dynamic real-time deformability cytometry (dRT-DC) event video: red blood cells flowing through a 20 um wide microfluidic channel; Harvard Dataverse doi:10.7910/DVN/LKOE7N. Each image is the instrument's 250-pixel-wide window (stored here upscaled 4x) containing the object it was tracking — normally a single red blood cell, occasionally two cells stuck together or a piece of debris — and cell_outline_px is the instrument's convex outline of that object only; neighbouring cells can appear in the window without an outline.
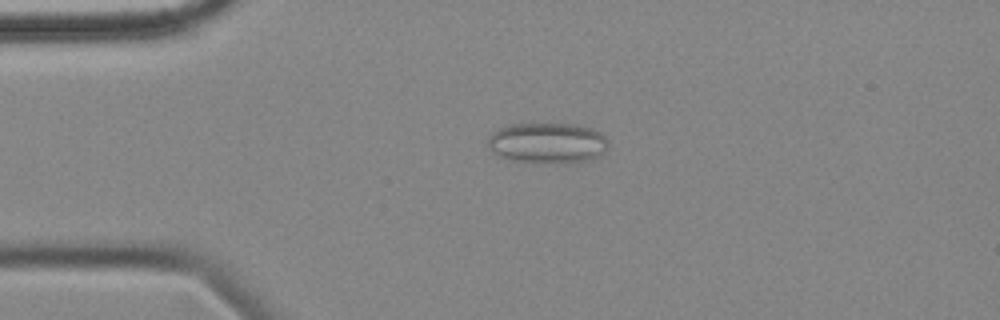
{"species": "common noctule bat (a hibernating species)", "species_latin": "Nyctalus noctula", "temperature_condition": "cold", "stored_images_in_passage": 56, "camera_frame_rate_fps": 3000, "um_per_image_px": 0.085, "animal": {"sex": "female", "body_mass_g": 18.4}, "frame": {"image": 1, "passage_image": 12, "time_ms": 3.667, "image_size_px": [1000, 320], "cell_outline_px": [[608, 148], [604, 152], [592, 160], [540, 164], [512, 160], [496, 156], [488, 148], [488, 136], [492, 132], [500, 128], [512, 124], [572, 124], [592, 128], [600, 132], [608, 140]], "centroid_in_image_um": [46.52, 12.17], "position_along_channel_um": 38.5, "area_um2": 28.9}}
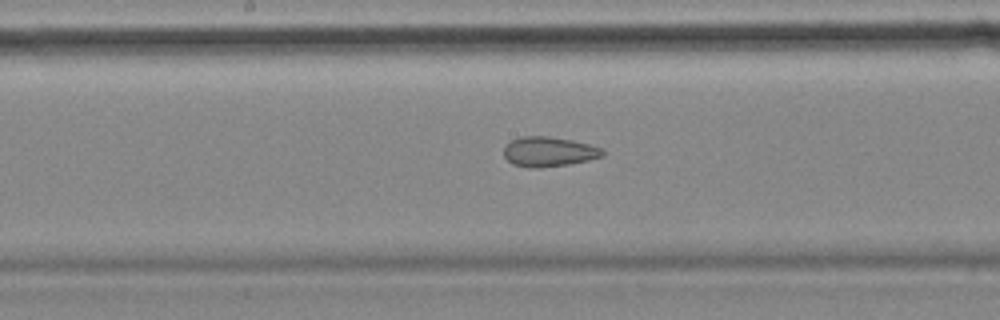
{"frame": {"image": 2, "passage_image": 28, "time_ms": 9.0, "image_size_px": [1000, 320], "cell_outline_px": [[604, 156], [588, 160], [568, 164], [540, 168], [528, 168], [512, 164], [504, 156], [504, 148], [512, 140], [520, 136], [548, 136], [572, 140], [604, 148]], "centroid_in_image_um": [46.66, 12.9], "position_along_channel_um": 201.5, "area_um2": 17.22}}
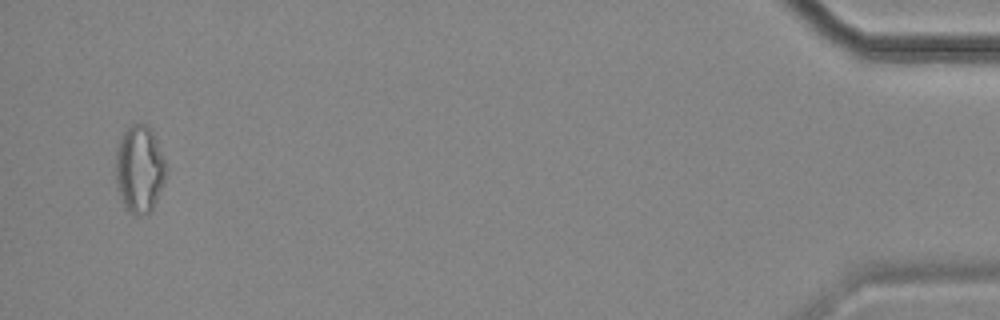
{"frame": {"image": 3, "passage_image": 54, "time_ms": 17.667, "image_size_px": [1000, 320], "cell_outline_px": [[168, 168], [164, 180], [156, 200], [152, 208], [148, 212], [136, 216], [124, 204], [120, 196], [116, 184], [116, 148], [120, 136], [124, 128], [132, 124], [148, 124], [152, 128]], "centroid_in_image_um": [11.85, 14.29], "position_along_channel_um": 423.3, "area_um2": 25.72}, "authors_computed_cell_mechanics": {"area_um2": 21.4149, "velocity_mm_per_s": 3.5316, "shape_relaxation_time_tau1_ms": null, "shape_relaxation_time_tau2_ms": 3.738, "deformation_change_tau1": null, "deformation_change_tau2": 0.1192}}